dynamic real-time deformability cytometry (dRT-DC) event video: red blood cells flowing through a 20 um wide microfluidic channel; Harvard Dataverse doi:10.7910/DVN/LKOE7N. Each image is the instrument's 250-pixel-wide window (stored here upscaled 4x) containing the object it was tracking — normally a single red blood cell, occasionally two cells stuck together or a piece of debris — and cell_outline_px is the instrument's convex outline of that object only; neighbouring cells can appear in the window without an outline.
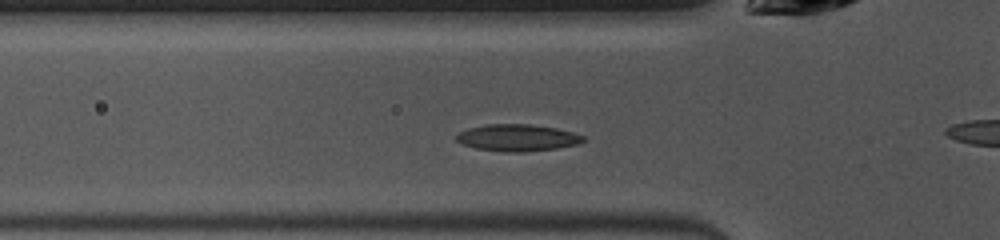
{"species": "common noctule bat (a hibernating species)", "species_latin": "Nyctalus noctula", "temperature_condition": "warm", "stored_images_in_passage": 32, "camera_frame_rate_fps": 3000, "um_per_image_px": 0.085, "animal": {"sex": "female", "body_mass_g": 10.0, "forearm_length_mm": 53.1}, "frame": {"image": 1, "passage_image": 3, "time_ms": 0.667, "image_size_px": [1000, 240], "cell_outline_px": [[588, 140], [576, 144], [556, 148], [524, 152], [508, 152], [476, 148], [464, 144], [456, 140], [456, 136], [460, 132], [468, 128], [488, 124], [532, 124], [556, 128], [572, 132], [584, 136]], "centroid_in_image_um": [44.01, 11.7], "position_along_channel_um": 81.8, "area_um2": 19.71}}
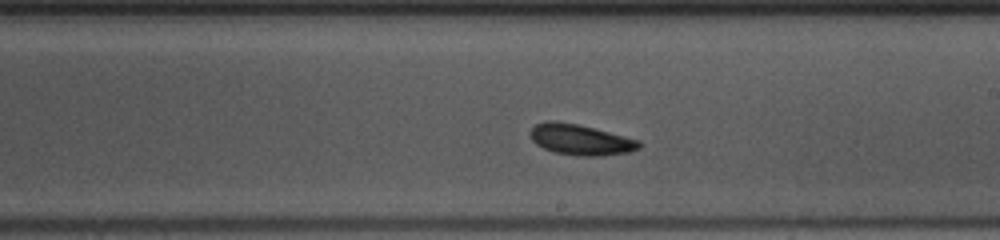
{"frame": {"image": 2, "passage_image": 15, "time_ms": 4.667, "image_size_px": [1000, 240], "cell_outline_px": [[640, 148], [628, 152], [600, 156], [576, 156], [552, 152], [536, 144], [532, 140], [528, 132], [536, 124], [548, 120], [556, 120], [576, 124], [640, 140]], "centroid_in_image_um": [49.3, 11.88], "position_along_channel_um": 239.7, "area_um2": 19.48}}
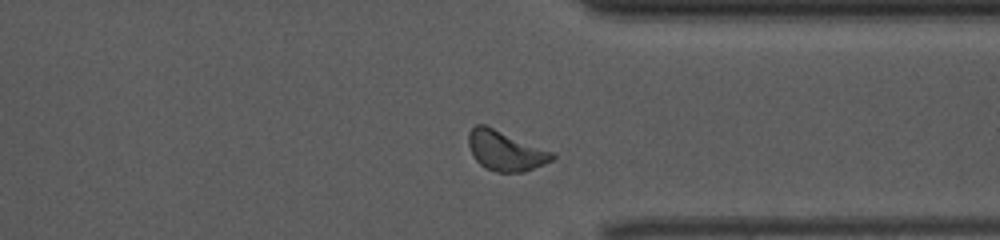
{"frame": {"image": 3, "passage_image": 25, "time_ms": 8.0, "image_size_px": [1000, 240], "cell_outline_px": [[556, 160], [524, 172], [496, 172], [480, 164], [476, 160], [468, 144], [468, 132], [476, 124], [484, 124], [552, 152], [556, 156]], "centroid_in_image_um": [42.98, 12.82], "position_along_channel_um": 368.4, "area_um2": 19.25}}